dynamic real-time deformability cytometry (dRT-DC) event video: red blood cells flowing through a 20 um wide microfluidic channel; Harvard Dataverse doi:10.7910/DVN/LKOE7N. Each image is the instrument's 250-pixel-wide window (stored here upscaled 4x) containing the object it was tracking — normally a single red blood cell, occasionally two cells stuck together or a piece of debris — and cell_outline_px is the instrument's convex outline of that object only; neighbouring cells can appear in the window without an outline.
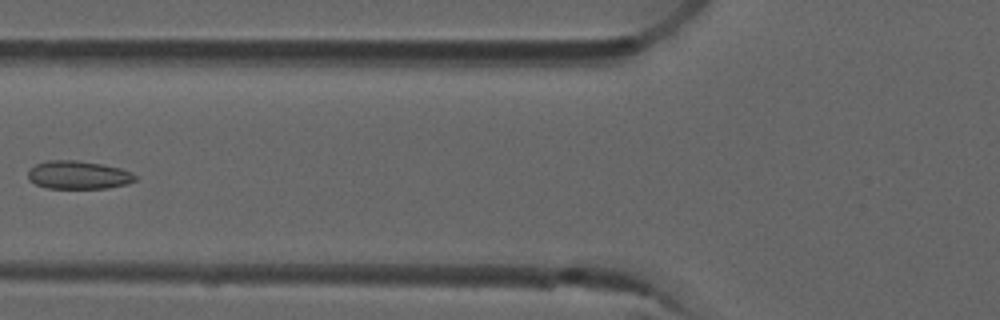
{"species": "common noctule bat (a hibernating species)", "species_latin": "Nyctalus noctula", "temperature_condition": "room temperature", "stored_images_in_passage": 6, "camera_frame_rate_fps": 3000, "um_per_image_px": 0.085, "animal": {"sex": "male", "forearm_length_mm": 52.5}, "frame": {"image": 1, "passage_image": 6, "time_ms": 1.667, "image_size_px": [1000, 320], "cell_outline_px": [[136, 180], [124, 184], [108, 188], [48, 188], [36, 184], [28, 180], [28, 172], [36, 164], [48, 160], [76, 160], [104, 164], [120, 168], [132, 172], [136, 176]], "centroid_in_image_um": [6.66, 14.86], "position_along_channel_um": 119.1, "area_um2": 17.57}}